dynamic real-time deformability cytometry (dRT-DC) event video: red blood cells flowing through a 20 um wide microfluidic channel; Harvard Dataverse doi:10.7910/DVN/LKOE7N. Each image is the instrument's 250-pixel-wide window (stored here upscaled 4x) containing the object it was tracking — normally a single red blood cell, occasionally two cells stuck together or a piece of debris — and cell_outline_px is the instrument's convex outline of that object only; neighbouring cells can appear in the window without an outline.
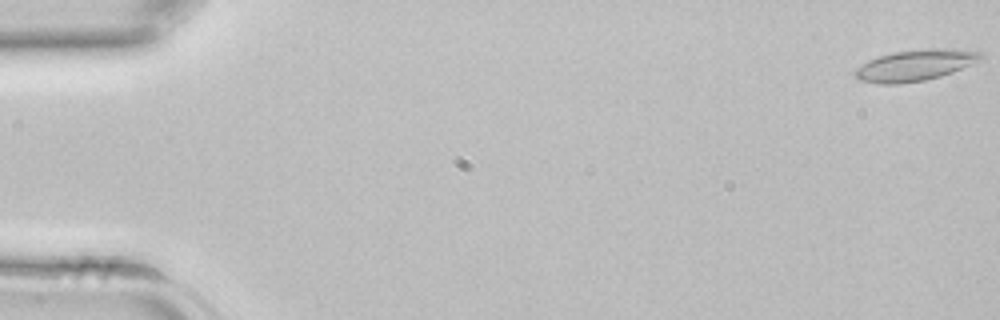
{"species": "common noctule bat (a hibernating species)", "species_latin": "Nyctalus noctula", "temperature_condition": "room temperature", "stored_images_in_passage": 43, "camera_frame_rate_fps": 3000, "um_per_image_px": 0.085, "animal": {"sex": "female", "body_mass_g": 22.7, "forearm_length_mm": 54.2}, "frame": {"image": 1, "passage_image": 1, "time_ms": 0.0, "image_size_px": [1000, 320], "cell_outline_px": [[984, 60], [952, 72], [940, 76], [924, 80], [900, 84], [880, 84], [860, 80], [852, 72], [856, 68], [868, 60], [880, 56], [896, 52], [920, 48], [952, 48], [984, 52]], "centroid_in_image_um": [77.85, 5.53], "position_along_channel_um": 7.1, "area_um2": 23.12}}
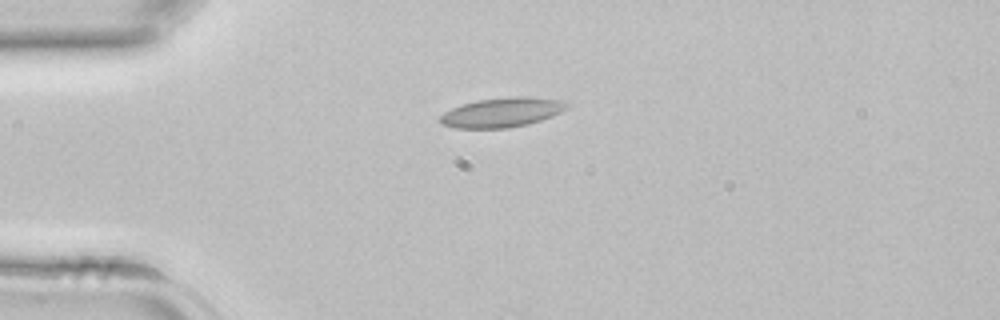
{"frame": {"image": 2, "passage_image": 11, "time_ms": 3.333, "image_size_px": [1000, 320], "cell_outline_px": [[568, 108], [552, 116], [528, 124], [508, 128], [456, 128], [440, 124], [440, 116], [444, 112], [452, 108], [476, 100], [508, 96], [528, 96], [560, 100], [568, 104]], "centroid_in_image_um": [42.66, 9.55], "position_along_channel_um": 42.3, "area_um2": 21.85}}
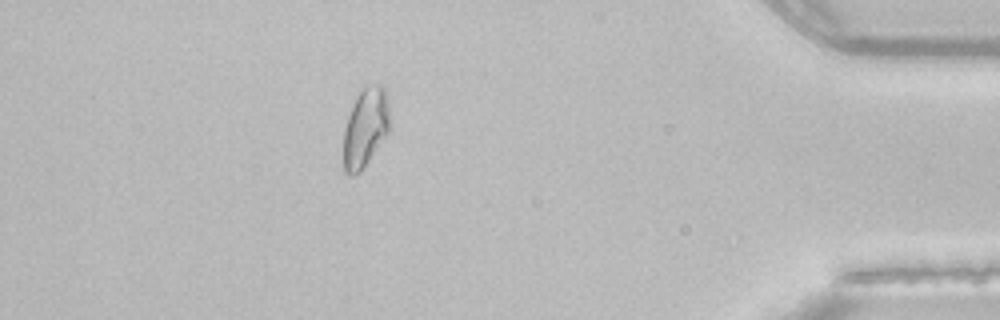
{"frame": {"image": 3, "passage_image": 38, "time_ms": 12.333, "image_size_px": [1000, 320], "cell_outline_px": [[392, 128], [360, 172], [352, 176], [348, 176], [344, 172], [344, 128], [348, 116], [360, 92], [364, 88], [376, 84], [384, 84], [388, 92], [392, 124]], "centroid_in_image_um": [31.13, 10.83], "position_along_channel_um": 404.1, "area_um2": 21.73}}